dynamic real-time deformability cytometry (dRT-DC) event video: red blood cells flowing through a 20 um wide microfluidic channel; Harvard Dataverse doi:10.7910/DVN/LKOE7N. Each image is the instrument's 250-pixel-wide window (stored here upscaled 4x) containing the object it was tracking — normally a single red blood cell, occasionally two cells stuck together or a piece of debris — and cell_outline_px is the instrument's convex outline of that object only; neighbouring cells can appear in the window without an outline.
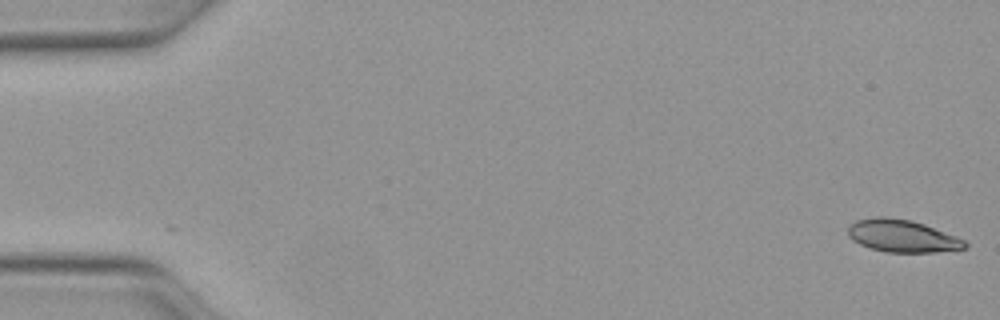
{"species": "Egyptian fruit bat (a non-hibernating species)", "species_latin": "Rousettus aegyptiacus", "temperature_condition": "warm", "stored_images_in_passage": 17, "camera_frame_rate_fps": 3000, "um_per_image_px": 0.085, "animal": {"sex": "female"}, "frame": {"image": 1, "passage_image": 1, "time_ms": 0.0, "image_size_px": [1000, 320], "cell_outline_px": [[968, 244], [964, 248], [932, 252], [888, 252], [872, 248], [860, 244], [852, 240], [848, 236], [848, 228], [856, 220], [876, 216], [884, 216], [912, 220], [924, 224], [964, 240]], "centroid_in_image_um": [76.64, 20.04], "position_along_channel_um": 8.4, "area_um2": 21.79}}
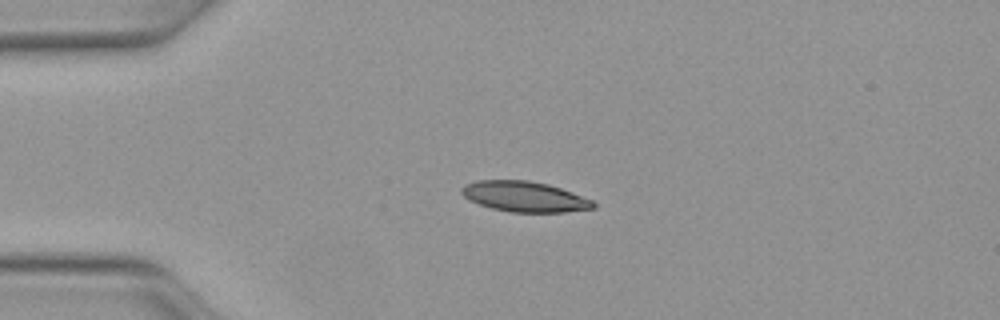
{"frame": {"image": 2, "passage_image": 12, "time_ms": 3.667, "image_size_px": [1000, 320], "cell_outline_px": [[596, 208], [564, 212], [512, 212], [492, 208], [480, 204], [464, 196], [460, 192], [460, 188], [464, 184], [476, 180], [528, 180], [548, 184], [572, 192], [592, 200], [596, 204]], "centroid_in_image_um": [44.59, 16.7], "position_along_channel_um": 40.4, "area_um2": 23.29}}